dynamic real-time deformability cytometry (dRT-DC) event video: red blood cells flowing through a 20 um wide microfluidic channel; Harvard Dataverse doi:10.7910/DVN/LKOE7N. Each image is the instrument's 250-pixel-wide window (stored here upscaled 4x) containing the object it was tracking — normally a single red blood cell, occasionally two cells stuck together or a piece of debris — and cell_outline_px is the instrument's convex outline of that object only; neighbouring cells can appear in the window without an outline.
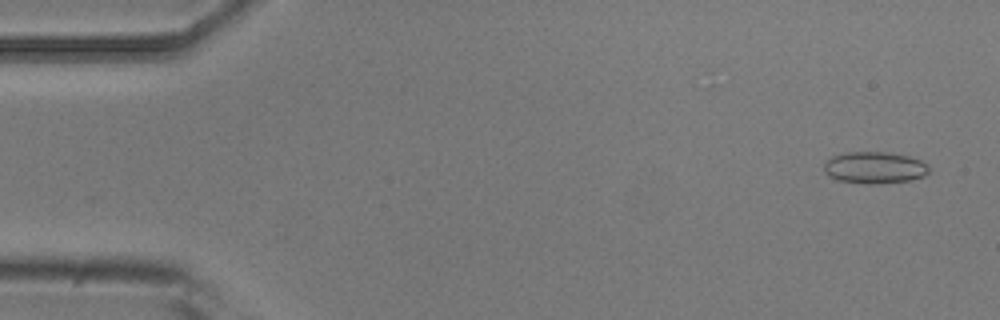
{"species": "common noctule bat (a hibernating species)", "species_latin": "Nyctalus noctula", "temperature_condition": "room temperature", "stored_images_in_passage": 52, "camera_frame_rate_fps": 3000, "um_per_image_px": 0.085, "animal": {"sex": "male", "body_mass_g": 20.5, "forearm_length_mm": 52.5}, "frame": {"image": 1, "passage_image": 3, "time_ms": 0.667, "image_size_px": [1000, 320], "cell_outline_px": [[928, 172], [924, 176], [912, 180], [880, 184], [868, 184], [840, 180], [828, 176], [824, 172], [824, 164], [832, 156], [848, 152], [884, 152], [908, 156], [920, 160], [928, 164]], "centroid_in_image_um": [74.35, 14.26], "position_along_channel_um": 10.7, "area_um2": 19.42}}
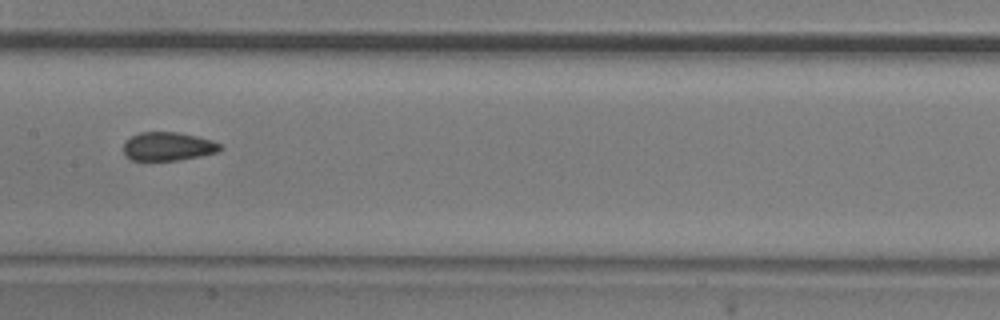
{"frame": {"image": 2, "passage_image": 26, "time_ms": 8.333, "image_size_px": [1000, 320], "cell_outline_px": [[224, 148], [220, 152], [200, 156], [176, 160], [132, 160], [124, 156], [124, 140], [140, 132], [180, 132], [212, 140], [220, 144]], "centroid_in_image_um": [14.29, 12.44], "position_along_channel_um": 193.1, "area_um2": 16.24}}
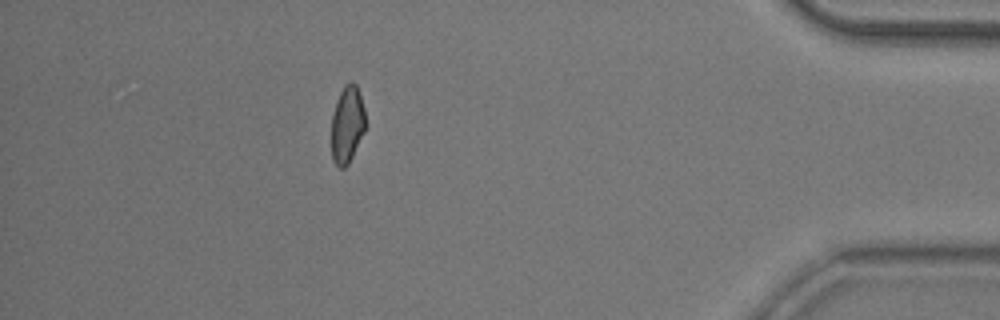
{"frame": {"image": 3, "passage_image": 46, "time_ms": 15.0, "image_size_px": [1000, 320], "cell_outline_px": [[364, 132], [348, 164], [344, 168], [340, 168], [332, 160], [332, 116], [340, 92], [344, 84], [352, 80], [356, 84], [364, 108]], "centroid_in_image_um": [29.5, 10.57], "position_along_channel_um": 405.7, "area_um2": 15.03}, "authors_computed_cell_mechanics": {"area_um2": 16.6753, "velocity_mm_per_s": 3.9301, "shape_relaxation_time_tau1_ms": null, "shape_relaxation_time_tau2_ms": 2.1514, "deformation_change_tau1": null, "deformation_change_tau2": 0.0832}}